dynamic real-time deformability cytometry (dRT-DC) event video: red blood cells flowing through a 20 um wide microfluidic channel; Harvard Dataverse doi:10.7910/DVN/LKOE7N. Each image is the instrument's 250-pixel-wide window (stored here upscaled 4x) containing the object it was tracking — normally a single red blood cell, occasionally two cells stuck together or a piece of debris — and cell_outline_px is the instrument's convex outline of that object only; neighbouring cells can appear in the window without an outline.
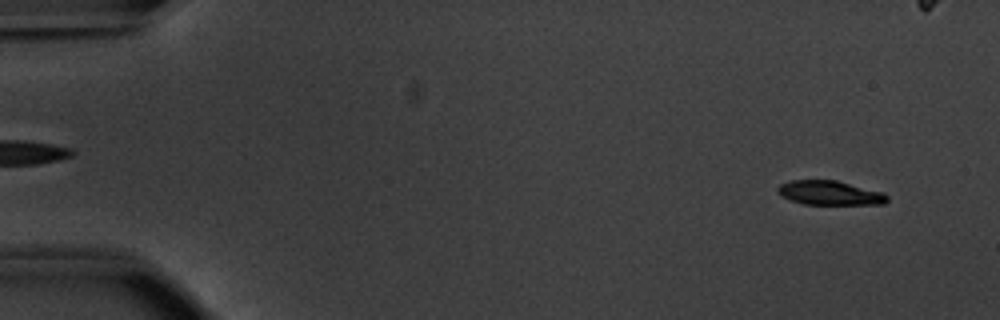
{"species": "common noctule bat (a hibernating species)", "species_latin": "Nyctalus noctula", "temperature_condition": "warm", "stored_images_in_passage": 54, "camera_frame_rate_fps": 3000, "um_per_image_px": 0.085, "animal": {"sex": "male", "body_mass_g": 20.1, "forearm_length_mm": 53.5}, "frame": {"image": 1, "passage_image": 4, "time_ms": 1.0, "image_size_px": [1000, 320], "cell_outline_px": [[888, 200], [884, 204], [804, 204], [780, 196], [776, 188], [780, 184], [788, 180], [836, 180], [884, 192], [888, 196]], "centroid_in_image_um": [70.53, 16.39], "position_along_channel_um": 14.5, "area_um2": 15.55}}
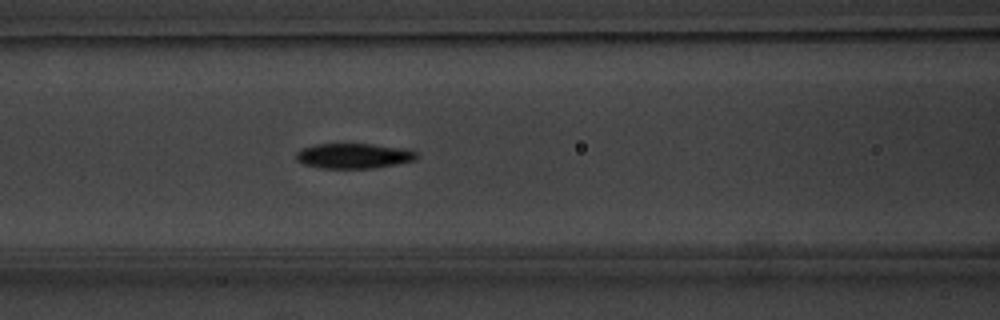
{"frame": {"image": 2, "passage_image": 23, "time_ms": 7.333, "image_size_px": [1000, 320], "cell_outline_px": [[416, 160], [376, 168], [320, 168], [304, 164], [296, 160], [296, 152], [304, 148], [316, 144], [368, 144], [396, 148], [416, 152]], "centroid_in_image_um": [30.0, 13.26], "position_along_channel_um": 136.6, "area_um2": 17.28}}
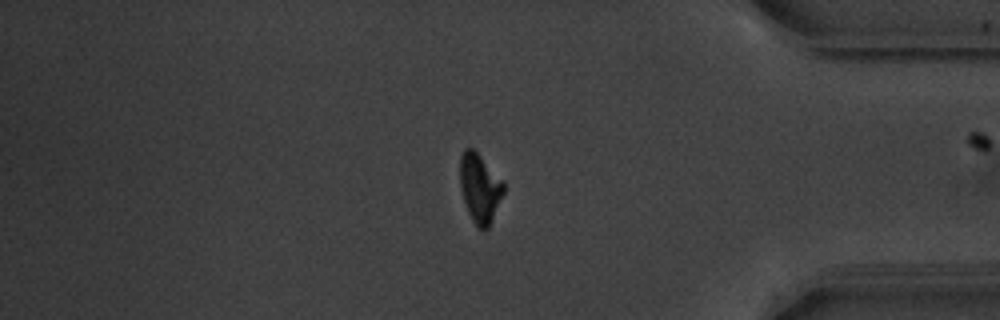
{"frame": {"image": 3, "passage_image": 45, "time_ms": 14.667, "image_size_px": [1000, 320], "cell_outline_px": [[504, 192], [488, 228], [480, 228], [472, 220], [468, 212], [464, 200], [460, 184], [460, 156], [464, 148], [472, 148], [480, 156], [504, 184]], "centroid_in_image_um": [40.76, 15.97], "position_along_channel_um": 394.4, "area_um2": 16.94}, "authors_computed_cell_mechanics": {"area_um2": 17.2244, "velocity_mm_per_s": 3.8347, "shape_relaxation_time_tau1_ms": 2.2555, "shape_relaxation_time_tau2_ms": 3.5193, "deformation_change_tau1": 0.1203, "deformation_change_tau2": 0.0797}}